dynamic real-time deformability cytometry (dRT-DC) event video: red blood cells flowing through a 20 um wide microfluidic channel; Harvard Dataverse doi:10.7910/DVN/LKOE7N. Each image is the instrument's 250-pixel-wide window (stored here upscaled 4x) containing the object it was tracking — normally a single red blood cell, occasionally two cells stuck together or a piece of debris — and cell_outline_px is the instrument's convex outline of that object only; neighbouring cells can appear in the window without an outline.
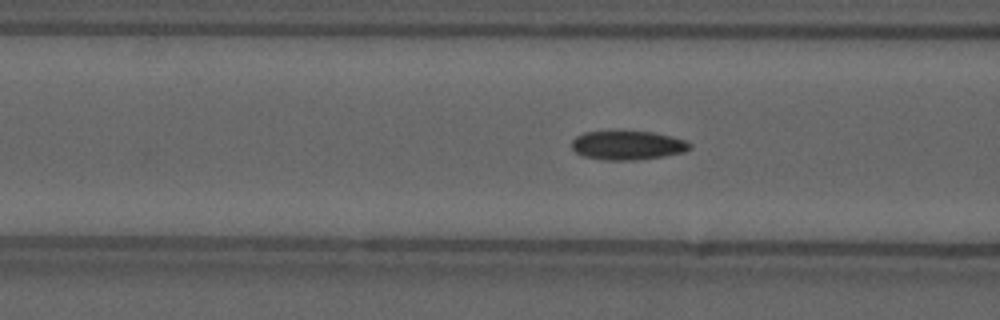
{"species": "common noctule bat (a hibernating species)", "species_latin": "Nyctalus noctula", "temperature_condition": "cold", "stored_images_in_passage": 34, "camera_frame_rate_fps": 3000, "um_per_image_px": 0.085, "animal": {"sex": "male", "forearm_length_mm": 52.5}, "frame": {"image": 1, "passage_image": 10, "time_ms": 3.0, "image_size_px": [1000, 320], "cell_outline_px": [[692, 148], [684, 152], [664, 156], [632, 160], [604, 160], [584, 156], [576, 152], [572, 148], [572, 140], [576, 136], [584, 132], [652, 132], [672, 136], [684, 140], [692, 144]], "centroid_in_image_um": [53.36, 12.36], "position_along_channel_um": 113.2, "area_um2": 19.77}}
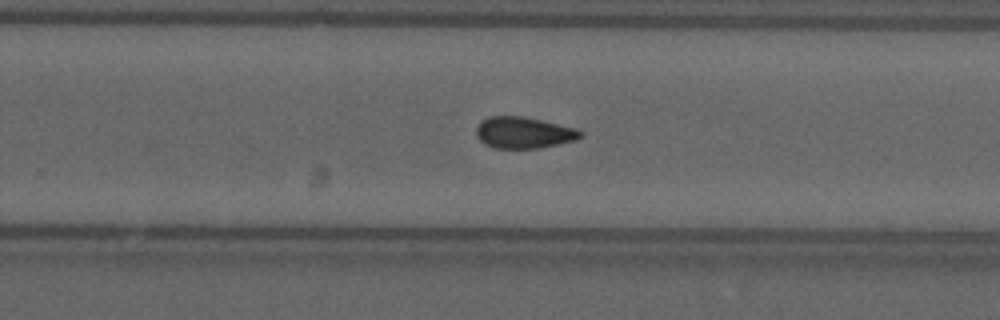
{"frame": {"image": 2, "passage_image": 24, "time_ms": 7.667, "image_size_px": [1000, 320], "cell_outline_px": [[584, 136], [576, 140], [540, 148], [492, 148], [484, 144], [476, 136], [476, 128], [480, 120], [488, 116], [524, 116], [576, 128], [584, 132]], "centroid_in_image_um": [44.51, 11.27], "position_along_channel_um": 285.3, "area_um2": 19.36}, "authors_computed_cell_mechanics": {"area_um2": 19.6809, "velocity_mm_per_s": 3.6963, "shape_relaxation_time_tau1_ms": null, "shape_relaxation_time_tau2_ms": 4.1845, "deformation_change_tau1": null, "deformation_change_tau2": 0.0866}}